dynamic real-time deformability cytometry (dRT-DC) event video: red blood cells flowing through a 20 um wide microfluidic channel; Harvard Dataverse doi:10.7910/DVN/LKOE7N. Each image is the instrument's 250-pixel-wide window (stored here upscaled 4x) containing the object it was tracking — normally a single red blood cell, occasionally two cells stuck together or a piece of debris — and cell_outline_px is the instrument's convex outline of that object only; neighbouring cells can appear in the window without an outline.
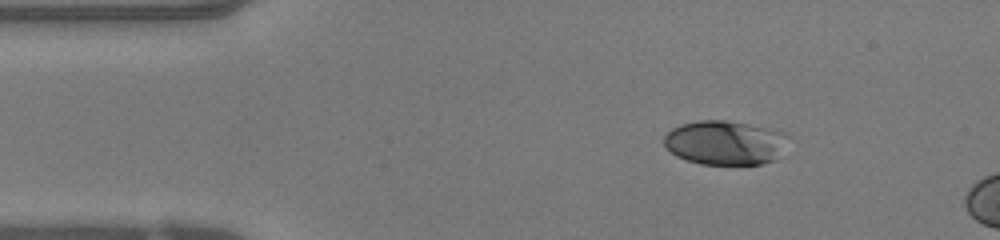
{"species": "human", "species_latin": "Homo sapiens", "temperature_condition": "warm", "stored_images_in_passage": 9, "camera_frame_rate_fps": 3000, "um_per_image_px": 0.085, "donor": {"sex": "female"}, "frame": {"image": 1, "passage_image": 1, "time_ms": 0.0, "image_size_px": [1000, 240], "cell_outline_px": [[792, 136], [772, 160], [760, 164], [700, 164], [676, 156], [664, 144], [664, 136], [672, 128], [680, 124], [700, 120], [724, 120], [748, 124], [768, 128], [784, 132]], "centroid_in_image_um": [61.61, 12.11], "position_along_channel_um": 23.4, "area_um2": 31.79}}